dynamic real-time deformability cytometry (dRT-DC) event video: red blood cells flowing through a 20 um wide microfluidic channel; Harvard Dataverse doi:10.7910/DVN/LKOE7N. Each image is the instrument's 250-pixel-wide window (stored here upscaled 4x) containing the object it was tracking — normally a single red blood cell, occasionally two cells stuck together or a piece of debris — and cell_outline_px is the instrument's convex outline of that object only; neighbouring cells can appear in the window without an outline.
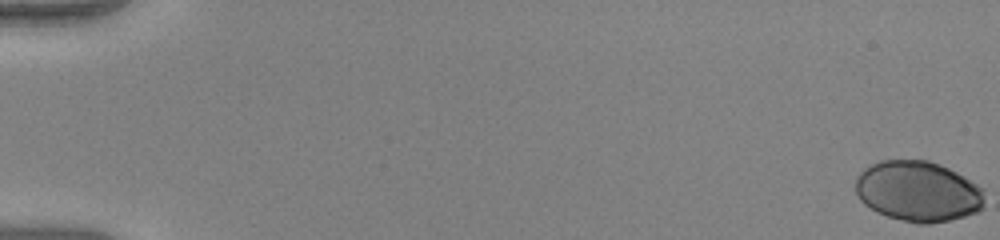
{"species": "human", "species_latin": "Homo sapiens", "temperature_condition": "warm", "stored_images_in_passage": 17, "camera_frame_rate_fps": 3000, "um_per_image_px": 0.085, "donor": {"sex": "female"}, "frame": {"image": 1, "passage_image": 1, "time_ms": 0.0, "image_size_px": [1000, 240], "cell_outline_px": [[984, 208], [976, 212], [964, 216], [948, 220], [928, 224], [916, 224], [900, 220], [876, 212], [864, 204], [860, 200], [856, 192], [856, 176], [868, 164], [880, 160], [928, 160], [940, 164], [964, 176], [984, 188]], "centroid_in_image_um": [78.03, 16.26], "position_along_channel_um": 7.0, "area_um2": 45.95}}